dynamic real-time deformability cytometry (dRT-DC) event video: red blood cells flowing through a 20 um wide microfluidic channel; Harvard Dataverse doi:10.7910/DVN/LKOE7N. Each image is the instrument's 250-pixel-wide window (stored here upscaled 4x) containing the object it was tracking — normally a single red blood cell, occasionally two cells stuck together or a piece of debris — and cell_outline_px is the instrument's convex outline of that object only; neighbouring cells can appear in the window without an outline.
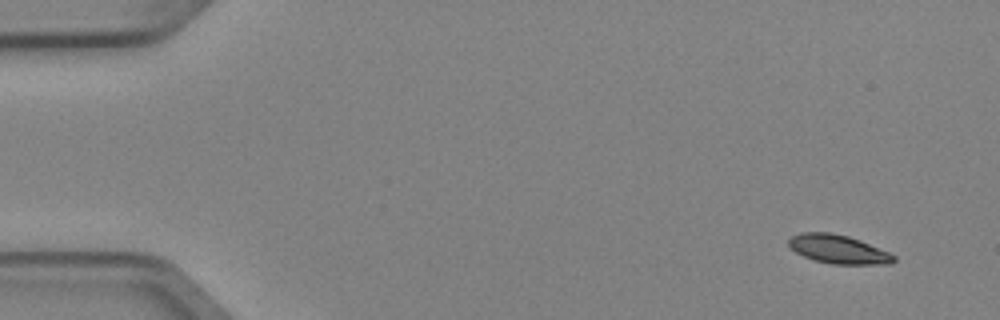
{"species": "Egyptian fruit bat (a non-hibernating species)", "species_latin": "Rousettus aegyptiacus", "temperature_condition": "cold", "stored_images_in_passage": 4, "camera_frame_rate_fps": 3000, "um_per_image_px": 0.085, "animal": {"sex": "female"}, "frame": {"image": 1, "passage_image": 1, "time_ms": 0.0, "image_size_px": [1000, 320], "cell_outline_px": [[896, 260], [892, 264], [832, 264], [812, 260], [796, 252], [788, 244], [788, 240], [792, 236], [800, 232], [828, 232], [848, 236], [860, 240], [888, 252], [896, 256]], "centroid_in_image_um": [71.25, 21.19], "position_along_channel_um": 13.7, "area_um2": 17.57}}
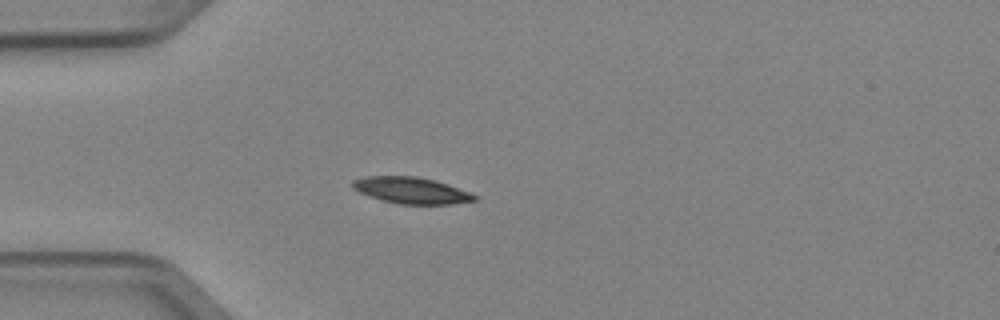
{"frame": {"image": 2, "passage_image": 4, "time_ms": 1.0, "image_size_px": [1000, 320], "cell_outline_px": [[476, 200], [452, 204], [400, 204], [368, 196], [352, 188], [352, 180], [364, 176], [416, 176], [436, 180], [472, 192], [476, 196]], "centroid_in_image_um": [34.97, 16.17], "position_along_channel_um": 50.0, "area_um2": 18.84}}